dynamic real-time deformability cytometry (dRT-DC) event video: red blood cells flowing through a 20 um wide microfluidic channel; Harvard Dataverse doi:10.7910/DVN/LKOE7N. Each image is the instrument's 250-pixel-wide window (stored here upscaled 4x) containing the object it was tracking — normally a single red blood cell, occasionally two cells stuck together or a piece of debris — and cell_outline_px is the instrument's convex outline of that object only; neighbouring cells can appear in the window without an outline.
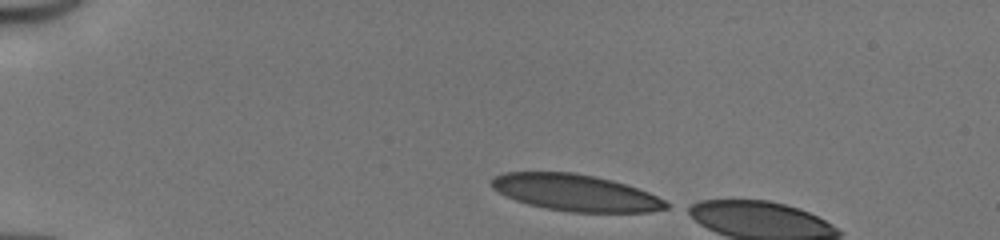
{"species": "human", "species_latin": "Homo sapiens", "temperature_condition": "cold", "stored_images_in_passage": 6, "camera_frame_rate_fps": 3000, "um_per_image_px": 0.085, "donor": {"sex": "male"}, "frame": {"image": 1, "passage_image": 1, "time_ms": 0.0, "image_size_px": [1000, 240], "cell_outline_px": [[668, 208], [648, 212], [572, 212], [544, 208], [528, 204], [516, 200], [492, 188], [492, 180], [496, 176], [504, 172], [572, 172], [596, 176], [612, 180], [648, 192], [664, 200], [668, 204]], "centroid_in_image_um": [48.92, 16.38], "position_along_channel_um": 36.1, "area_um2": 36.88}}